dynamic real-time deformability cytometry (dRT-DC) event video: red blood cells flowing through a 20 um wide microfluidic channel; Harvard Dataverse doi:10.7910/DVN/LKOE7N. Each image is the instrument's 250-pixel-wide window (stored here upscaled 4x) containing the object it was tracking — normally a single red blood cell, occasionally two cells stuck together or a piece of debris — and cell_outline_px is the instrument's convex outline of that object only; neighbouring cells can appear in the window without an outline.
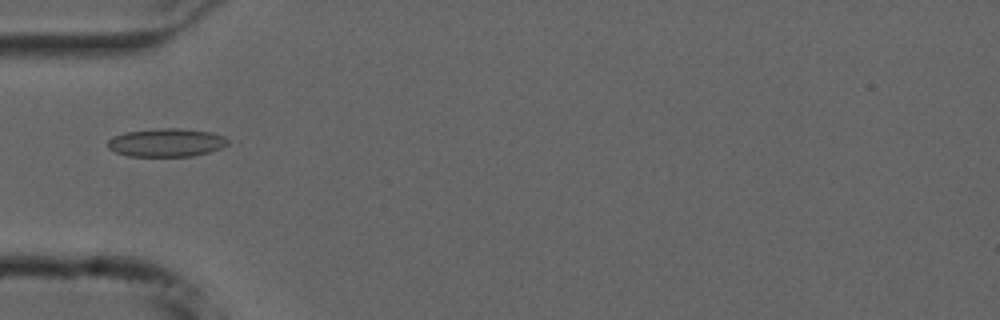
{"species": "common noctule bat (a hibernating species)", "species_latin": "Nyctalus noctula", "temperature_condition": "cold", "stored_images_in_passage": 13, "camera_frame_rate_fps": 3000, "um_per_image_px": 0.085, "animal": {"sex": "male", "forearm_length_mm": 52.5}, "frame": {"image": 1, "passage_image": 1, "time_ms": 0.0, "image_size_px": [1000, 320], "cell_outline_px": [[228, 144], [220, 148], [208, 152], [192, 156], [128, 156], [116, 152], [108, 148], [108, 140], [112, 136], [124, 132], [160, 128], [180, 128], [212, 132], [224, 136], [228, 140]], "centroid_in_image_um": [14.13, 12.11], "position_along_channel_um": 70.9, "area_um2": 19.83}}
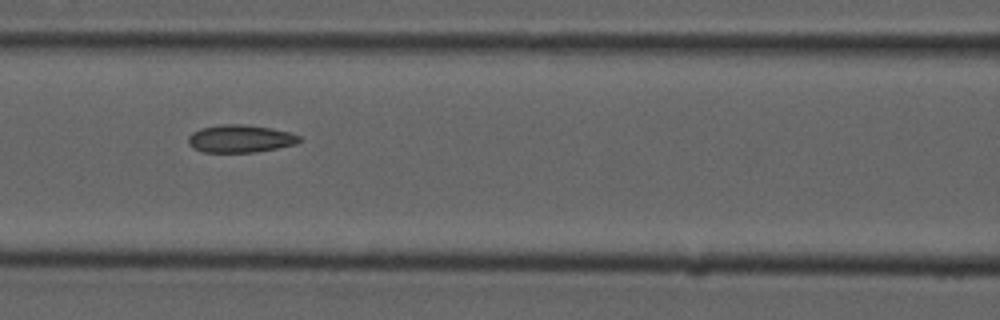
{"frame": {"image": 2, "passage_image": 7, "time_ms": 2.0, "image_size_px": [1000, 320], "cell_outline_px": [[300, 140], [296, 144], [256, 152], [204, 152], [192, 148], [188, 144], [188, 136], [192, 132], [200, 128], [224, 124], [244, 124], [268, 128], [288, 132], [300, 136]], "centroid_in_image_um": [20.37, 11.79], "position_along_channel_um": 146.2, "area_um2": 17.8}}
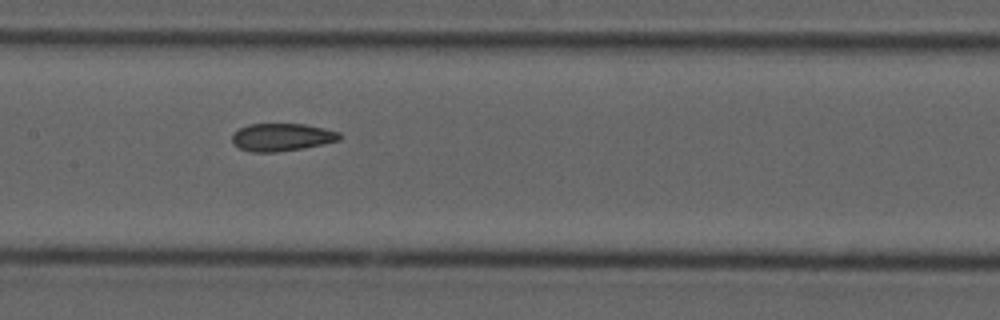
{"frame": {"image": 3, "passage_image": 10, "time_ms": 3.0, "image_size_px": [1000, 320], "cell_outline_px": [[344, 136], [340, 140], [324, 144], [304, 148], [276, 152], [252, 152], [240, 148], [232, 140], [232, 136], [240, 128], [248, 124], [304, 124], [324, 128], [340, 132]], "centroid_in_image_um": [24.02, 11.66], "position_along_channel_um": 183.4, "area_um2": 17.34}}